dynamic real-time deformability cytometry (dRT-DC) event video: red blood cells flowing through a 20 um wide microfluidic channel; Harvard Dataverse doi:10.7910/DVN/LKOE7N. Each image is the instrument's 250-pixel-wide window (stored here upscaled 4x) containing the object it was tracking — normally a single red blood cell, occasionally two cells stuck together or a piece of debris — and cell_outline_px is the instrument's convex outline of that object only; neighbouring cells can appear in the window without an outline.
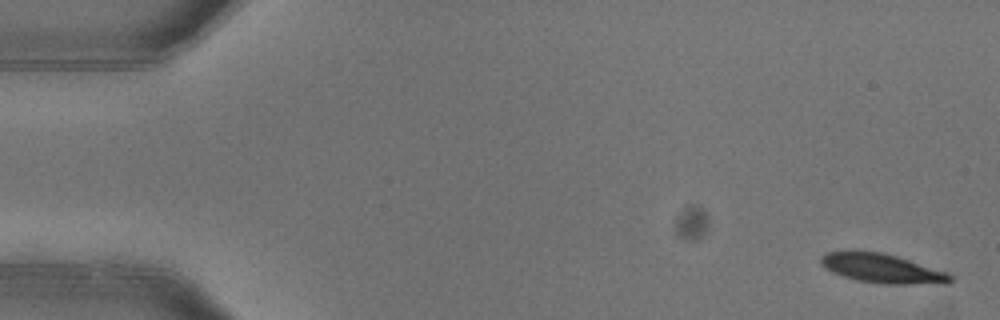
{"species": "common noctule bat (a hibernating species)", "species_latin": "Nyctalus noctula", "temperature_condition": "warm", "stored_images_in_passage": 5, "camera_frame_rate_fps": 3000, "um_per_image_px": 0.085, "animal": {"sex": "female"}, "frame": {"image": 1, "passage_image": 1, "time_ms": 0.0, "image_size_px": [1000, 320], "cell_outline_px": [[952, 280], [948, 284], [884, 284], [856, 280], [832, 272], [824, 268], [820, 264], [820, 256], [824, 252], [880, 252], [896, 256], [948, 272], [952, 276]], "centroid_in_image_um": [75.0, 22.84], "position_along_channel_um": 10.0, "area_um2": 21.91}}
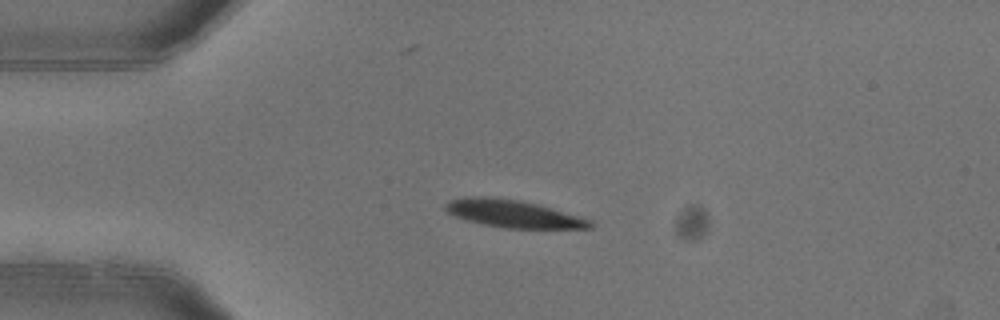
{"frame": {"image": 2, "passage_image": 4, "time_ms": 1.0, "image_size_px": [1000, 320], "cell_outline_px": [[592, 228], [504, 228], [484, 224], [468, 220], [456, 216], [448, 212], [444, 208], [444, 204], [448, 200], [464, 196], [480, 196], [520, 200], [536, 204], [592, 220]], "centroid_in_image_um": [43.57, 18.16], "position_along_channel_um": 41.4, "area_um2": 22.89}}